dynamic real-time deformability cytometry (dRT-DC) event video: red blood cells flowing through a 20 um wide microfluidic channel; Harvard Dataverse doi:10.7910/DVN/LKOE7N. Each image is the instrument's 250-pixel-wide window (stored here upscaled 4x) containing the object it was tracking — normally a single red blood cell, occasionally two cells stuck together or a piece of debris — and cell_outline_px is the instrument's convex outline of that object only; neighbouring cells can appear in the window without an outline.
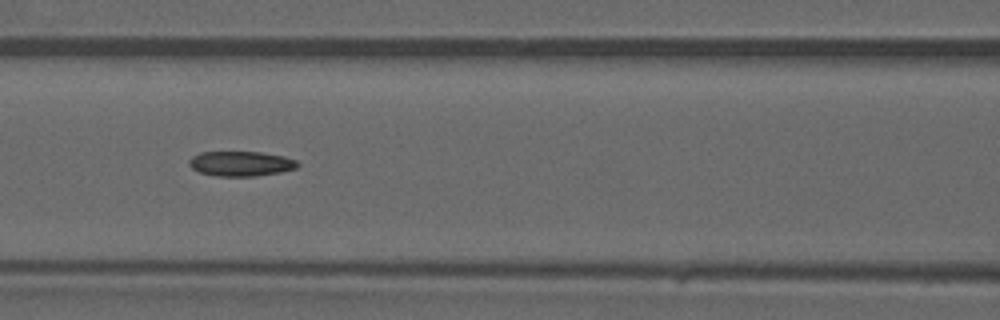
{"species": "common noctule bat (a hibernating species)", "species_latin": "Nyctalus noctula", "temperature_condition": "warm", "stored_images_in_passage": 39, "camera_frame_rate_fps": 3000, "um_per_image_px": 0.085, "animal": {"sex": "male", "forearm_length_mm": 52.5}, "frame": {"image": 1, "passage_image": 17, "time_ms": 5.333, "image_size_px": [1000, 320], "cell_outline_px": [[300, 164], [296, 168], [280, 172], [256, 176], [216, 176], [200, 172], [192, 168], [188, 164], [188, 160], [192, 156], [200, 152], [260, 152], [284, 156], [296, 160]], "centroid_in_image_um": [20.47, 13.91], "position_along_channel_um": 146.1, "area_um2": 15.78}}